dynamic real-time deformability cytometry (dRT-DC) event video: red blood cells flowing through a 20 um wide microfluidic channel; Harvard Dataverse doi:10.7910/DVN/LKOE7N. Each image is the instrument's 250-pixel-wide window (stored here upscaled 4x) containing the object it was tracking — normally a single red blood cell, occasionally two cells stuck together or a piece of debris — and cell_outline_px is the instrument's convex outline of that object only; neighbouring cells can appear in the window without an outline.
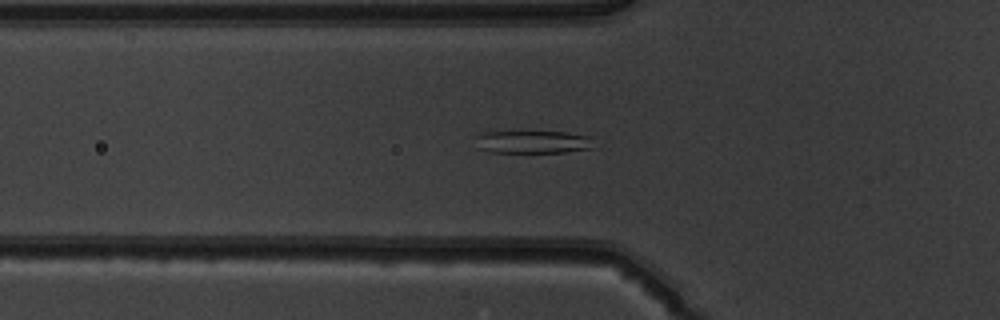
{"species": "common noctule bat (a hibernating species)", "species_latin": "Nyctalus noctula", "temperature_condition": "warm", "stored_images_in_passage": 51, "camera_frame_rate_fps": 3000, "um_per_image_px": 0.085, "animal": {"sex": "male", "body_mass_g": 19.5, "forearm_length_mm": 54.6}, "frame": {"image": 1, "passage_image": 19, "time_ms": 6.0, "image_size_px": [1000, 320], "cell_outline_px": [[592, 148], [564, 152], [488, 152], [480, 148], [476, 136], [480, 132], [520, 128], [564, 132], [588, 136]], "centroid_in_image_um": [45.17, 11.99], "position_along_channel_um": 80.6, "area_um2": 16.47}}
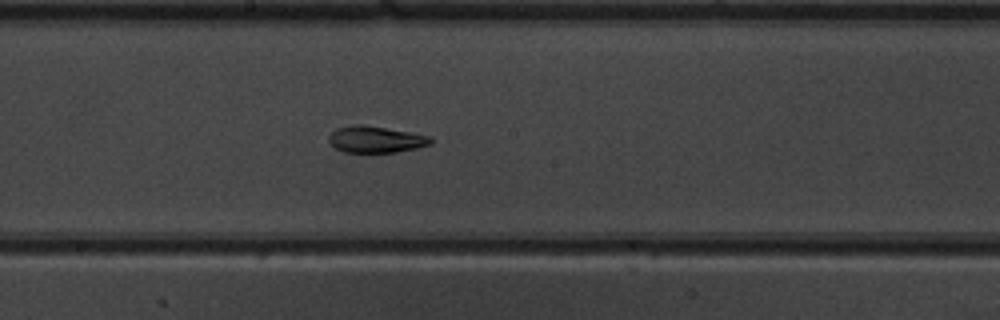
{"frame": {"image": 2, "passage_image": 29, "time_ms": 9.333, "image_size_px": [1000, 320], "cell_outline_px": [[432, 144], [416, 148], [396, 152], [344, 152], [336, 148], [328, 140], [328, 136], [336, 128], [352, 124], [360, 124], [412, 132], [432, 136]], "centroid_in_image_um": [31.95, 11.84], "position_along_channel_um": 216.2, "area_um2": 15.84}}
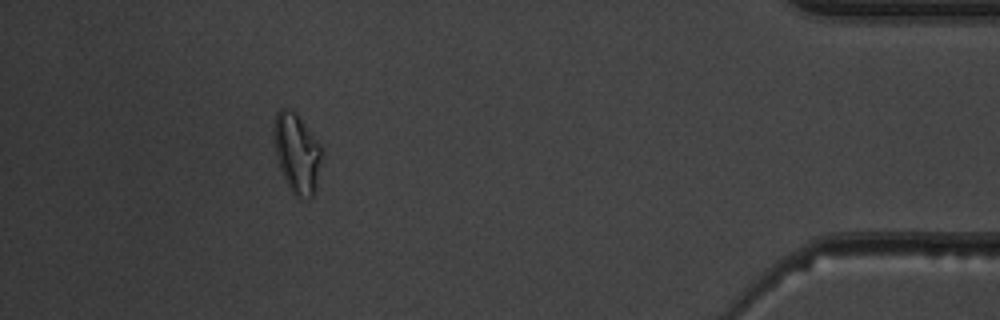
{"frame": {"image": 3, "passage_image": 47, "time_ms": 15.333, "image_size_px": [1000, 320], "cell_outline_px": [[324, 152], [316, 188], [312, 196], [296, 196], [288, 188], [280, 168], [272, 136], [272, 124], [276, 112], [280, 108], [288, 108], [296, 112], [320, 144]], "centroid_in_image_um": [25.23, 12.96], "position_along_channel_um": 410.0, "area_um2": 22.54}, "authors_computed_cell_mechanics": {"area_um2": 19.4786, "velocity_mm_per_s": 4.0635, "shape_relaxation_time_tau1_ms": null, "shape_relaxation_time_tau2_ms": 2.6017, "deformation_change_tau1": null, "deformation_change_tau2": 0.0784}}